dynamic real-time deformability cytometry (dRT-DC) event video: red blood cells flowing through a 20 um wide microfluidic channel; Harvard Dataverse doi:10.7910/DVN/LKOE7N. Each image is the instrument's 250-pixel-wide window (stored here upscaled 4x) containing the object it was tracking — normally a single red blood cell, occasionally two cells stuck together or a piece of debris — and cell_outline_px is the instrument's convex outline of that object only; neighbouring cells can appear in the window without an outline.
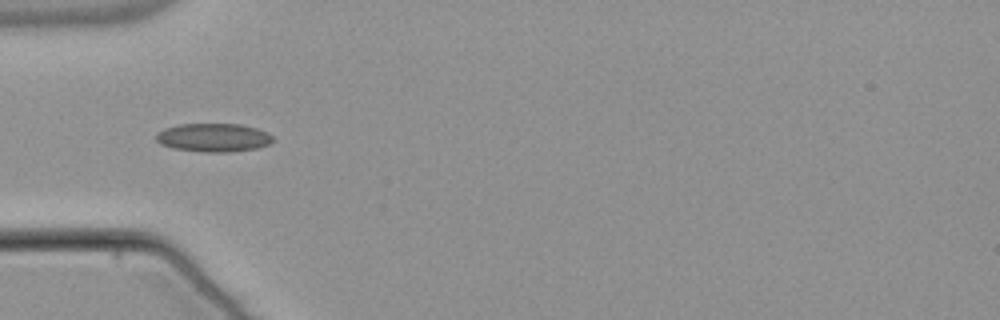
{"species": "common noctule bat (a hibernating species)", "species_latin": "Nyctalus noctula", "temperature_condition": "warm", "stored_images_in_passage": 37, "camera_frame_rate_fps": 3000, "um_per_image_px": 0.085, "animal": {"sex": "male", "body_mass_g": 21.5, "forearm_length_mm": 52.0}, "frame": {"image": 1, "passage_image": 1, "time_ms": 0.0, "image_size_px": [1000, 320], "cell_outline_px": [[276, 140], [268, 144], [256, 148], [228, 152], [200, 152], [172, 148], [160, 144], [156, 140], [156, 132], [164, 128], [180, 124], [240, 124], [256, 128], [268, 132]], "centroid_in_image_um": [18.13, 11.69], "position_along_channel_um": 66.9, "area_um2": 19.54}}
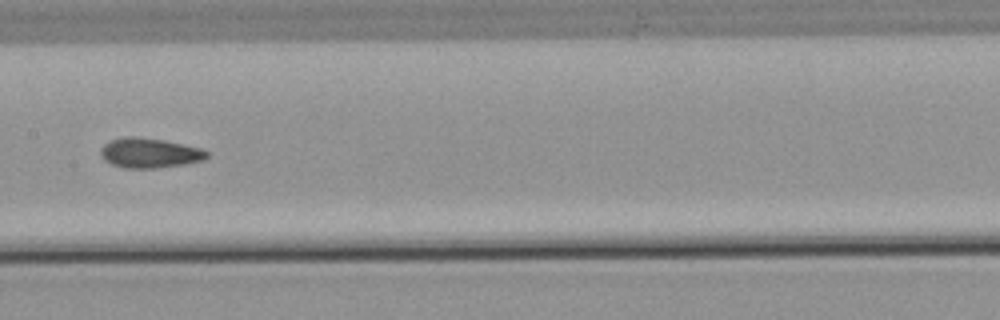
{"frame": {"image": 2, "passage_image": 11, "time_ms": 3.333, "image_size_px": [1000, 320], "cell_outline_px": [[208, 156], [204, 160], [184, 164], [156, 168], [124, 168], [112, 164], [104, 160], [100, 152], [100, 148], [104, 144], [112, 140], [124, 136], [136, 136], [164, 140], [200, 148], [208, 152]], "centroid_in_image_um": [12.69, 13.0], "position_along_channel_um": 194.7, "area_um2": 18.44}}
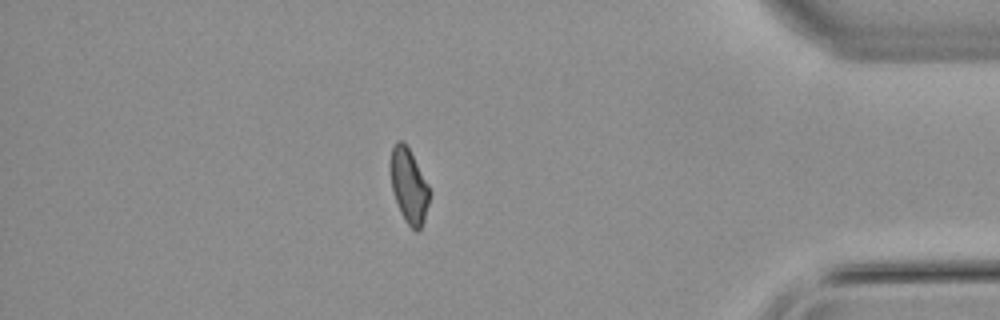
{"frame": {"image": 3, "passage_image": 30, "time_ms": 9.667, "image_size_px": [1000, 320], "cell_outline_px": [[432, 192], [424, 220], [420, 228], [416, 232], [404, 220], [400, 212], [392, 188], [388, 164], [392, 144], [396, 140], [404, 140], [428, 184]], "centroid_in_image_um": [34.73, 15.74], "position_along_channel_um": 400.5, "area_um2": 17.34}, "authors_computed_cell_mechanics": {"area_um2": 17.8024, "velocity_mm_per_s": 3.8449, "shape_relaxation_time_tau1_ms": null, "shape_relaxation_time_tau2_ms": 1.7366, "deformation_change_tau1": null, "deformation_change_tau2": 0.0708}}